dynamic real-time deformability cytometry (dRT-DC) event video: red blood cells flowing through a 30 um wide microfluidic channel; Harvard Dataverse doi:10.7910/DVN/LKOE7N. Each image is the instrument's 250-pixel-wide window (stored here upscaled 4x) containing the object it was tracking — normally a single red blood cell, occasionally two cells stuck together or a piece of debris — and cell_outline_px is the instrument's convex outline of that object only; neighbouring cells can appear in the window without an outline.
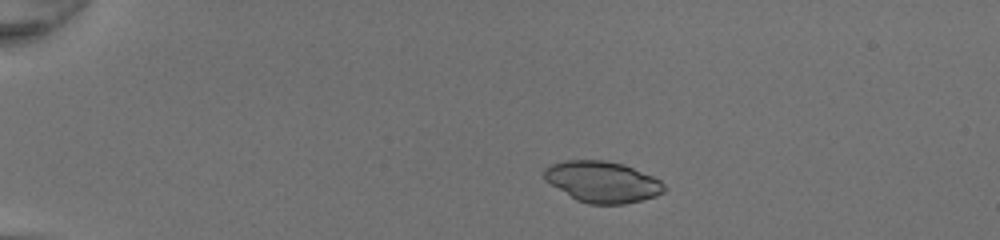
{"species": "common noctule bat (a hibernating species)", "species_latin": "Nyctalus noctula", "temperature_condition": "room temperature", "stored_images_in_passage": 40, "camera_frame_rate_fps": 3000, "um_per_image_px": 0.085, "animal": {"sex": "female", "body_mass_g": 20.0, "forearm_length_mm": 54.0}, "frame": {"image": 1, "passage_image": 2, "time_ms": 0.333, "image_size_px": [1000, 240], "cell_outline_px": [[668, 188], [664, 192], [656, 196], [624, 204], [588, 204], [576, 200], [544, 180], [544, 168], [548, 164], [564, 160], [604, 160], [624, 164], [652, 176], [660, 180]], "centroid_in_image_um": [51.19, 15.45], "position_along_channel_um": 33.8, "area_um2": 28.96}}
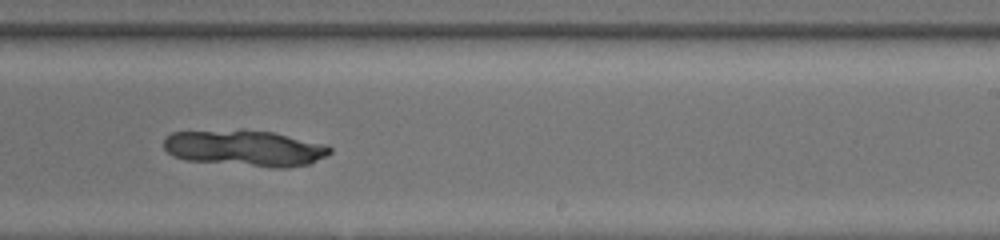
{"frame": {"image": 2, "passage_image": 24, "time_ms": 7.667, "image_size_px": [1000, 240], "cell_outline_px": [[332, 152], [308, 164], [288, 168], [272, 168], [188, 160], [172, 156], [164, 148], [164, 136], [172, 132], [240, 128], [244, 128], [272, 132], [328, 144], [332, 148]], "centroid_in_image_um": [20.81, 12.57], "position_along_channel_um": 268.2, "area_um2": 35.72}}
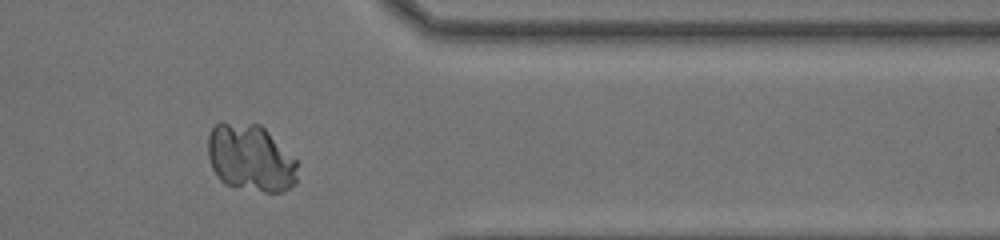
{"frame": {"image": 3, "passage_image": 33, "time_ms": 10.667, "image_size_px": [1000, 240], "cell_outline_px": [[296, 184], [284, 192], [264, 192], [224, 184], [216, 176], [212, 168], [208, 156], [208, 136], [212, 128], [220, 120], [260, 124], [296, 160]], "centroid_in_image_um": [21.26, 13.41], "position_along_channel_um": 390.1, "area_um2": 35.26}}